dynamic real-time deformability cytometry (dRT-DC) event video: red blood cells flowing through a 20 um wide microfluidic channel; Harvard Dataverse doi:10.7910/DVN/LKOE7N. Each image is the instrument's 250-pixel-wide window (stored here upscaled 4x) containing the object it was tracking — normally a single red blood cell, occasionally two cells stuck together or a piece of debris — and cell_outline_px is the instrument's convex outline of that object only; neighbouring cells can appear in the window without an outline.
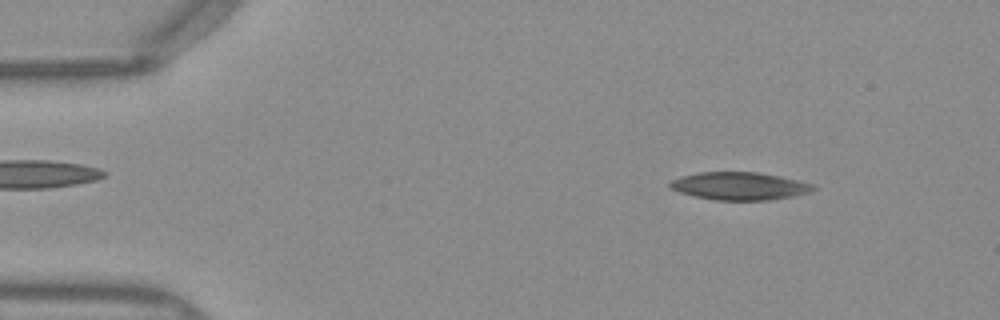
{"species": "Egyptian fruit bat (a non-hibernating species)", "species_latin": "Rousettus aegyptiacus", "temperature_condition": "warm", "stored_images_in_passage": 50, "camera_frame_rate_fps": 3000, "um_per_image_px": 0.085, "frame": {"image": 1, "passage_image": 6, "time_ms": 1.667, "image_size_px": [1000, 320], "cell_outline_px": [[816, 188], [812, 192], [792, 196], [768, 200], [716, 200], [696, 196], [680, 192], [668, 188], [668, 184], [672, 180], [680, 176], [700, 172], [756, 172], [780, 176], [812, 184]], "centroid_in_image_um": [62.83, 15.81], "position_along_channel_um": 22.2, "area_um2": 23.06}}
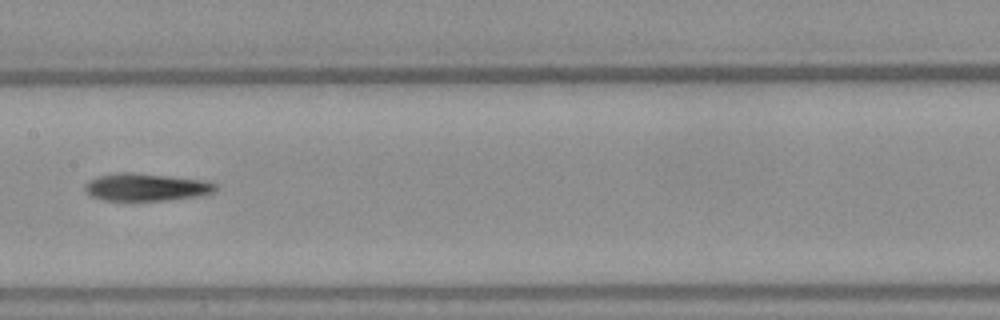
{"frame": {"image": 2, "passage_image": 25, "time_ms": 8.0, "image_size_px": [1000, 320], "cell_outline_px": [[216, 192], [204, 196], [164, 200], [104, 200], [92, 196], [84, 192], [84, 184], [88, 180], [100, 176], [116, 172], [132, 172], [208, 180], [216, 184]], "centroid_in_image_um": [12.46, 15.9], "position_along_channel_um": 194.9, "area_um2": 21.27}}
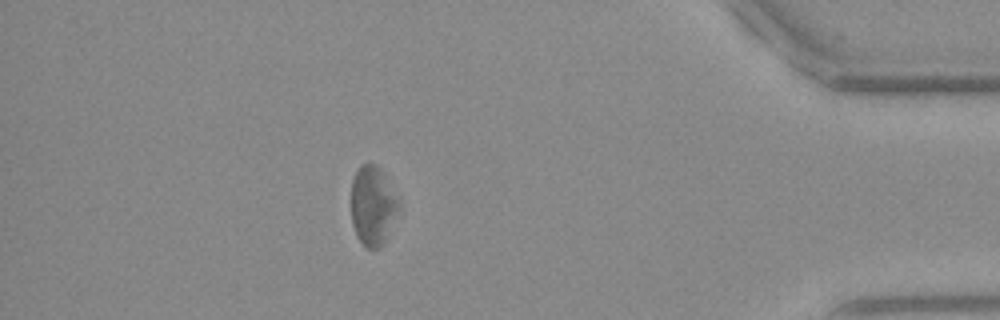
{"frame": {"image": 3, "passage_image": 44, "time_ms": 14.333, "image_size_px": [1000, 320], "cell_outline_px": [[396, 208], [384, 244], [376, 248], [368, 248], [356, 236], [352, 224], [352, 180], [360, 164], [376, 164], [380, 168], [396, 200]], "centroid_in_image_um": [31.6, 17.48], "position_along_channel_um": 403.6, "area_um2": 20.81}, "authors_computed_cell_mechanics": {"area_um2": 22.6287, "velocity_mm_per_s": 3.9816, "shape_relaxation_time_tau1_ms": 6.2425, "shape_relaxation_time_tau2_ms": 5.9972, "deformation_change_tau1": 0.1628, "deformation_change_tau2": 0.2099}}